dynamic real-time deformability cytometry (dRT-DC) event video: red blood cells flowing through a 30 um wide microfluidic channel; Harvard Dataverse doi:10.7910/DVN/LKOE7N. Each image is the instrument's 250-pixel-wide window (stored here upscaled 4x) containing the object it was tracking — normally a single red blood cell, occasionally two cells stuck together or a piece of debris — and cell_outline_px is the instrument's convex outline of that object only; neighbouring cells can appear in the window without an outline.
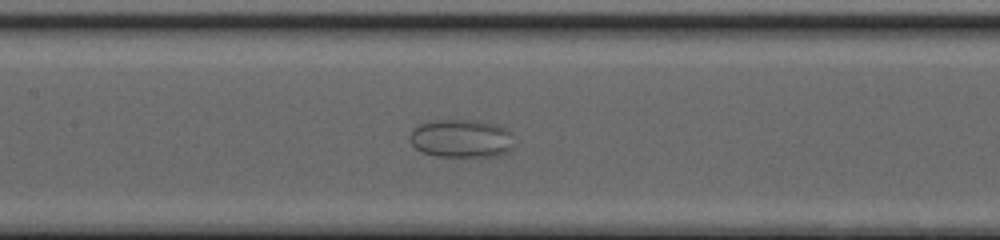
{"species": "common noctule bat (a hibernating species)", "species_latin": "Nyctalus noctula", "temperature_condition": "cold", "stored_images_in_passage": 49, "camera_frame_rate_fps": 3000, "um_per_image_px": 0.085, "animal": {"sex": "female", "body_mass_g": 20.0, "forearm_length_mm": 54.0}, "frame": {"image": 1, "passage_image": 23, "time_ms": 7.333, "image_size_px": [1000, 240], "cell_outline_px": [[512, 148], [496, 156], [436, 156], [424, 152], [416, 148], [412, 144], [408, 136], [412, 128], [420, 124], [436, 120], [480, 120], [500, 124], [508, 128], [512, 132]], "centroid_in_image_um": [39.23, 11.74], "position_along_channel_um": 168.2, "area_um2": 23.47}}
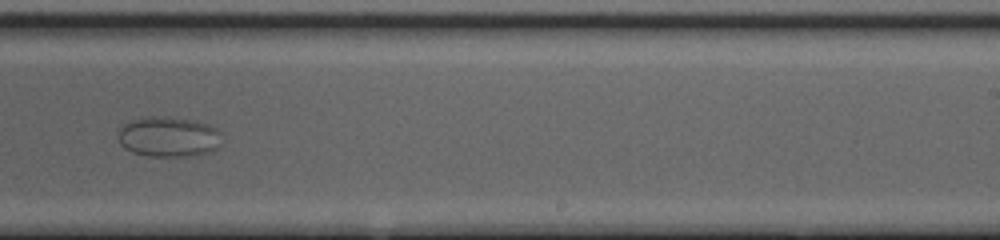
{"frame": {"image": 2, "passage_image": 31, "time_ms": 10.0, "image_size_px": [1000, 240], "cell_outline_px": [[220, 132], [216, 148], [212, 152], [184, 156], [148, 156], [132, 152], [124, 148], [120, 144], [116, 136], [120, 128], [124, 124], [132, 120], [148, 116], [168, 116], [196, 120], [208, 124], [216, 128]], "centroid_in_image_um": [14.27, 11.61], "position_along_channel_um": 274.7, "area_um2": 24.45}}
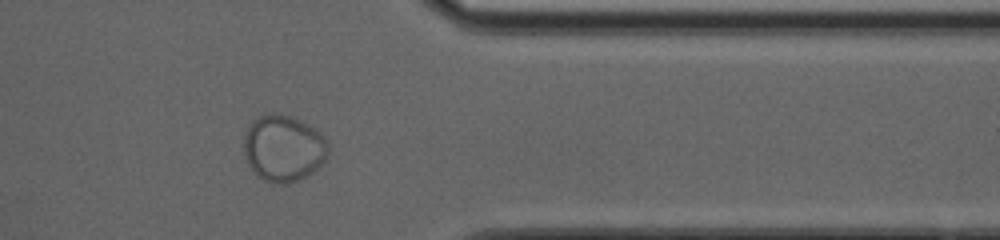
{"frame": {"image": 3, "passage_image": 40, "time_ms": 13.0, "image_size_px": [1000, 240], "cell_outline_px": [[328, 152], [324, 160], [312, 172], [288, 184], [272, 184], [256, 176], [248, 164], [244, 152], [244, 136], [252, 120], [268, 112], [292, 116], [300, 120], [324, 136], [328, 144]], "centroid_in_image_um": [24.06, 12.6], "position_along_channel_um": 387.3, "area_um2": 32.6}}